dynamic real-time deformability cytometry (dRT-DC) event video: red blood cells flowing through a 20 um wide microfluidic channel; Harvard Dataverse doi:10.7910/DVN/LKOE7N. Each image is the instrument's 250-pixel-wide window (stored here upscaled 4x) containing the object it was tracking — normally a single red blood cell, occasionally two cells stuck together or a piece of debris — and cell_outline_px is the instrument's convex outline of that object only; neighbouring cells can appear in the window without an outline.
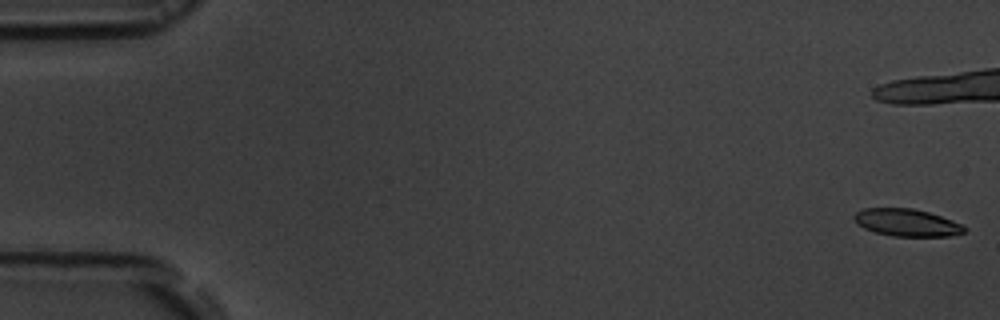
{"species": "common noctule bat (a hibernating species)", "species_latin": "Nyctalus noctula", "temperature_condition": "room temperature", "stored_images_in_passage": 25, "camera_frame_rate_fps": 3000, "um_per_image_px": 0.085, "animal": {"sex": "male", "body_mass_g": 19.5, "forearm_length_mm": 54.6}, "frame": {"image": 1, "passage_image": 1, "time_ms": 0.0, "image_size_px": [1000, 320], "cell_outline_px": [[968, 228], [964, 232], [948, 236], [892, 236], [876, 232], [864, 228], [856, 224], [852, 216], [856, 212], [864, 208], [912, 208], [928, 212], [952, 220]], "centroid_in_image_um": [77.04, 18.91], "position_along_channel_um": 8.0, "area_um2": 17.51}}